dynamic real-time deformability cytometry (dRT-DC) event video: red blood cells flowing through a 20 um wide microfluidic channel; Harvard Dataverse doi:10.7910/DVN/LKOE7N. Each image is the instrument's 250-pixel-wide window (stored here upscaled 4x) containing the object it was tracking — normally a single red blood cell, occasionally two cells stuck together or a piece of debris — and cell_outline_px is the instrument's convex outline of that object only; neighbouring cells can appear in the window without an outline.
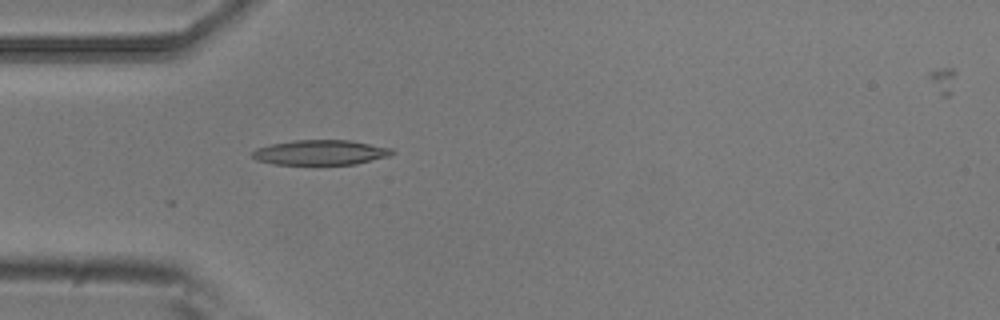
{"species": "common noctule bat (a hibernating species)", "species_latin": "Nyctalus noctula", "temperature_condition": "room temperature", "stored_images_in_passage": 5, "camera_frame_rate_fps": 3000, "um_per_image_px": 0.085, "animal": {"sex": "male", "body_mass_g": 20.5, "forearm_length_mm": 52.5}, "frame": {"image": 1, "passage_image": 5, "time_ms": 1.333, "image_size_px": [1000, 320], "cell_outline_px": [[396, 152], [388, 156], [356, 164], [272, 164], [256, 160], [252, 156], [252, 152], [256, 148], [272, 144], [292, 140], [352, 140], [392, 148]], "centroid_in_image_um": [27.25, 12.95], "position_along_channel_um": 57.8, "area_um2": 20.35}}